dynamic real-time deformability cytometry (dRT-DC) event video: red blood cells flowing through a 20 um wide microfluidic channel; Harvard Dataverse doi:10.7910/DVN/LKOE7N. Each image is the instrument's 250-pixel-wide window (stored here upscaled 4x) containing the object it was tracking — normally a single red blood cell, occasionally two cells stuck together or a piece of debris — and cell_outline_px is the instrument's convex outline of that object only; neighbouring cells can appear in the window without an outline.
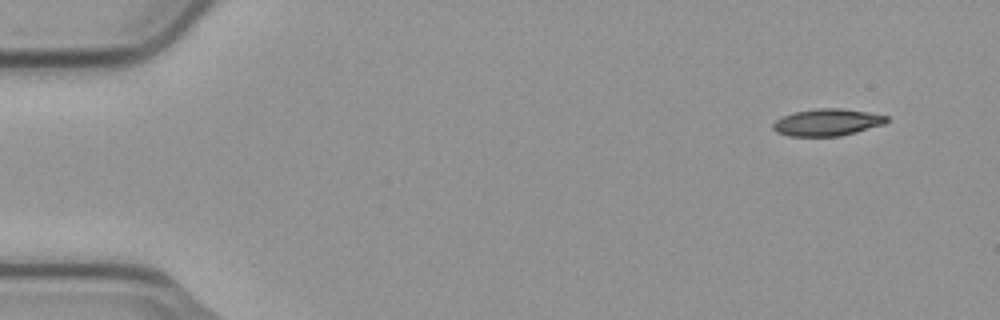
{"species": "common noctule bat (a hibernating species)", "species_latin": "Nyctalus noctula", "temperature_condition": "cold", "stored_images_in_passage": 5, "camera_frame_rate_fps": 3000, "um_per_image_px": 0.085, "animal": {"sex": "male", "body_mass_g": 23.1, "forearm_length_mm": 52.7}, "frame": {"image": 1, "passage_image": 1, "time_ms": 0.0, "image_size_px": [1000, 320], "cell_outline_px": [[888, 120], [884, 124], [856, 132], [840, 136], [788, 136], [776, 132], [772, 128], [772, 124], [776, 120], [784, 116], [796, 112], [816, 108], [840, 108], [868, 112], [888, 116]], "centroid_in_image_um": [70.31, 10.4], "position_along_channel_um": 14.7, "area_um2": 17.8}}